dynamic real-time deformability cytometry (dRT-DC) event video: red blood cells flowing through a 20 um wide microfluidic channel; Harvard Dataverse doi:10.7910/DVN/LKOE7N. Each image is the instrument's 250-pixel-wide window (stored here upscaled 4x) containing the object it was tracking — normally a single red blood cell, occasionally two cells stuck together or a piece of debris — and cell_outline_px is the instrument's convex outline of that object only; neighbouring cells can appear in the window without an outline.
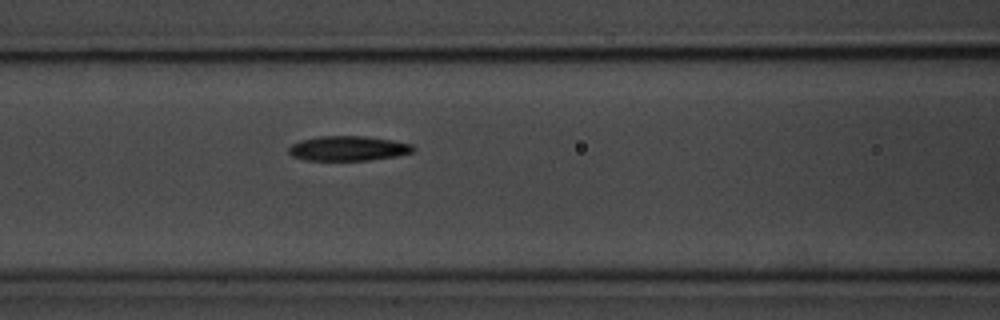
{"species": "common noctule bat (a hibernating species)", "species_latin": "Nyctalus noctula", "temperature_condition": "room temperature", "stored_images_in_passage": 6, "camera_frame_rate_fps": 3000, "um_per_image_px": 0.085, "animal": {"sex": "male", "body_mass_g": 20.1, "forearm_length_mm": 53.5}, "frame": {"image": 1, "passage_image": 6, "time_ms": 5.667, "image_size_px": [1000, 320], "cell_outline_px": [[416, 148], [412, 152], [396, 156], [368, 160], [304, 160], [292, 156], [288, 152], [288, 148], [292, 144], [300, 140], [316, 136], [368, 136], [392, 140], [412, 144]], "centroid_in_image_um": [29.58, 12.6], "position_along_channel_um": 137.0, "area_um2": 18.09}}